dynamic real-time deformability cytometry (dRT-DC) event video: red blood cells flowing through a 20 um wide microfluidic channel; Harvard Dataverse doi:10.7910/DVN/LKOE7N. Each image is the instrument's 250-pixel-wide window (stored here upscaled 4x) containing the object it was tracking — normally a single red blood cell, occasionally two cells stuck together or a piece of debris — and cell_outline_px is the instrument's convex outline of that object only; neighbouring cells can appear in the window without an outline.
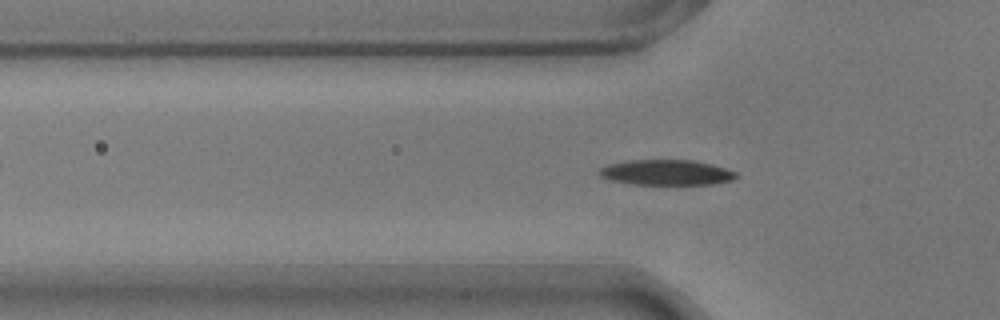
{"species": "common noctule bat (a hibernating species)", "species_latin": "Nyctalus noctula", "temperature_condition": "warm", "stored_images_in_passage": 48, "camera_frame_rate_fps": 3000, "um_per_image_px": 0.085, "animal": {"sex": "male", "body_mass_g": 17.9}, "frame": {"image": 1, "passage_image": 10, "time_ms": 3.0, "image_size_px": [1000, 320], "cell_outline_px": [[740, 176], [732, 180], [712, 184], [632, 184], [612, 180], [600, 176], [600, 168], [608, 164], [628, 160], [692, 160], [712, 164], [736, 172]], "centroid_in_image_um": [56.67, 14.65], "position_along_channel_um": 69.1, "area_um2": 20.11}}
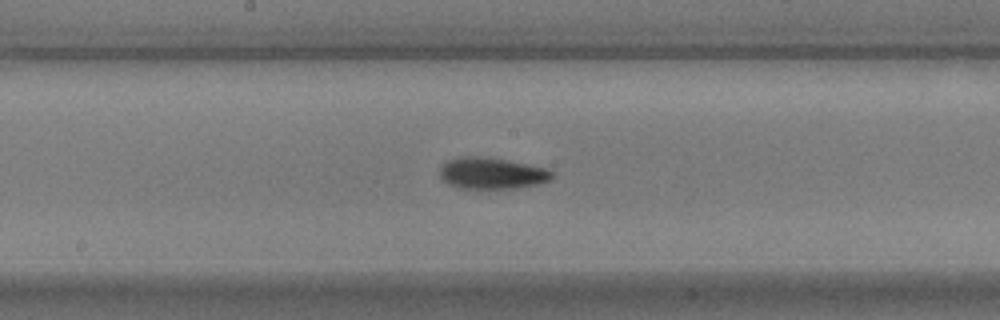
{"frame": {"image": 2, "passage_image": 21, "time_ms": 6.667, "image_size_px": [1000, 320], "cell_outline_px": [[552, 176], [548, 180], [540, 184], [516, 188], [460, 188], [448, 184], [440, 176], [440, 168], [448, 160], [460, 156], [488, 156], [532, 164], [548, 168], [552, 172]], "centroid_in_image_um": [41.83, 14.7], "position_along_channel_um": 206.4, "area_um2": 20.81}}
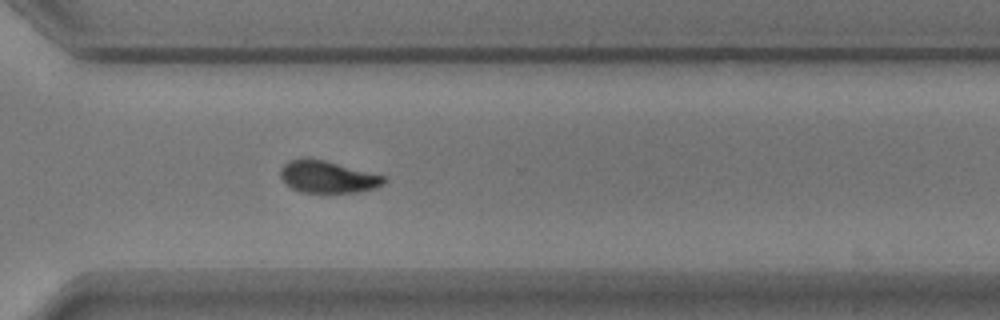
{"frame": {"image": 3, "passage_image": 32, "time_ms": 10.333, "image_size_px": [1000, 320], "cell_outline_px": [[388, 180], [384, 184], [376, 188], [356, 192], [300, 192], [292, 188], [280, 176], [280, 168], [288, 160], [300, 156], [304, 156], [324, 160], [384, 176]], "centroid_in_image_um": [27.82, 15.01], "position_along_channel_um": 342.8, "area_um2": 19.42}, "authors_computed_cell_mechanics": {"area_um2": 19.8254, "velocity_mm_per_s": 3.7298, "shape_relaxation_time_tau1_ms": 2.7851, "shape_relaxation_time_tau2_ms": 2.9899, "deformation_change_tau1": 0.1429, "deformation_change_tau2": 0.083}}